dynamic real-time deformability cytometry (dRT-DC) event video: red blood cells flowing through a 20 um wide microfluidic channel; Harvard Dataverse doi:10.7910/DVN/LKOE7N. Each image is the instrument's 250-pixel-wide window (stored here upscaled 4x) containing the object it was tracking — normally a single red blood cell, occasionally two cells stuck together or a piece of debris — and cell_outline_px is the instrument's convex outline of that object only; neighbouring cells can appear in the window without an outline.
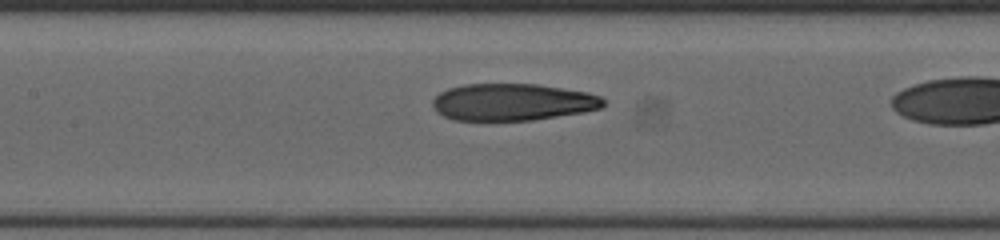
{"species": "human", "species_latin": "Homo sapiens", "temperature_condition": "cold", "stored_images_in_passage": 32, "camera_frame_rate_fps": 3000, "um_per_image_px": 0.085, "donor": {"sex": "female"}, "frame": {"image": 1, "passage_image": 16, "time_ms": 5.0, "image_size_px": [1000, 240], "cell_outline_px": [[604, 104], [600, 108], [584, 112], [532, 120], [452, 120], [436, 112], [432, 108], [432, 100], [440, 92], [448, 88], [464, 84], [536, 84], [588, 92], [600, 96], [604, 100]], "centroid_in_image_um": [43.53, 8.68], "position_along_channel_um": 163.9, "area_um2": 36.88}}
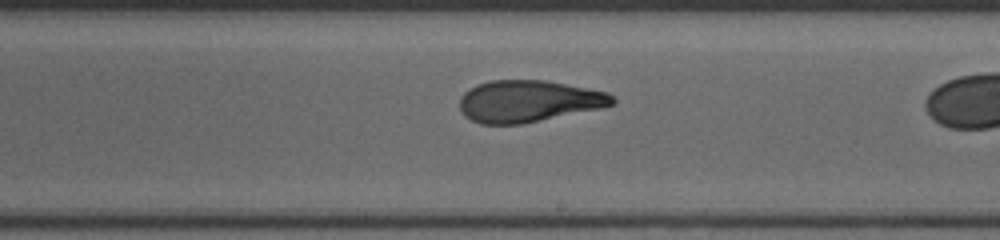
{"frame": {"image": 2, "passage_image": 22, "time_ms": 7.0, "image_size_px": [1000, 240], "cell_outline_px": [[616, 104], [604, 108], [520, 124], [480, 124], [464, 116], [460, 108], [460, 96], [468, 88], [476, 84], [492, 80], [544, 80], [608, 92], [616, 100]], "centroid_in_image_um": [44.92, 8.6], "position_along_channel_um": 244.1, "area_um2": 37.4}}
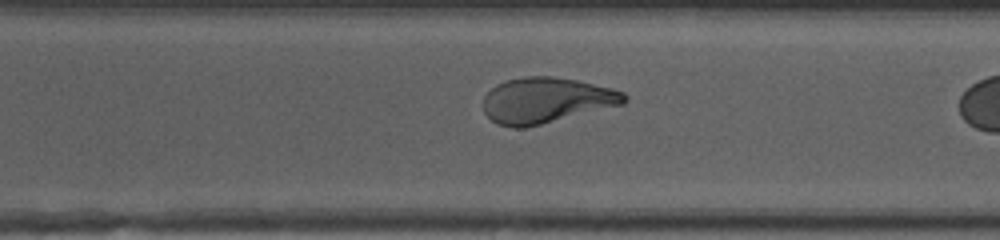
{"frame": {"image": 3, "passage_image": 28, "time_ms": 9.0, "image_size_px": [1000, 240], "cell_outline_px": [[628, 100], [624, 104], [524, 128], [512, 128], [496, 124], [484, 112], [484, 96], [496, 84], [508, 80], [524, 76], [552, 76], [576, 80], [612, 88], [624, 92], [628, 96]], "centroid_in_image_um": [46.43, 8.53], "position_along_channel_um": 324.2, "area_um2": 37.45}}